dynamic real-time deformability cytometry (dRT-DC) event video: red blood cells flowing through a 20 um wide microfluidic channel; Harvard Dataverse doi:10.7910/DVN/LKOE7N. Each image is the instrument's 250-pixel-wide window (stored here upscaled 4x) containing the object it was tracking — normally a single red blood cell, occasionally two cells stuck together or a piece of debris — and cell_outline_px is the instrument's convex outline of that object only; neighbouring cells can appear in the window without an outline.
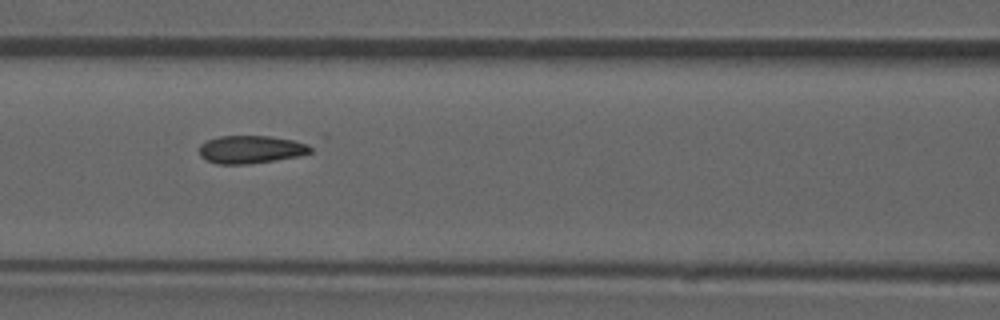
{"species": "common noctule bat (a hibernating species)", "species_latin": "Nyctalus noctula", "temperature_condition": "room temperature", "stored_images_in_passage": 53, "camera_frame_rate_fps": 3000, "um_per_image_px": 0.085, "animal": {"sex": "male", "forearm_length_mm": 52.5}, "frame": {"image": 1, "passage_image": 23, "time_ms": 7.333, "image_size_px": [1000, 320], "cell_outline_px": [[312, 152], [296, 156], [248, 164], [216, 164], [200, 156], [200, 144], [208, 140], [220, 136], [268, 136], [292, 140], [308, 144], [312, 148]], "centroid_in_image_um": [21.3, 12.7], "position_along_channel_um": 145.3, "area_um2": 17.8}}
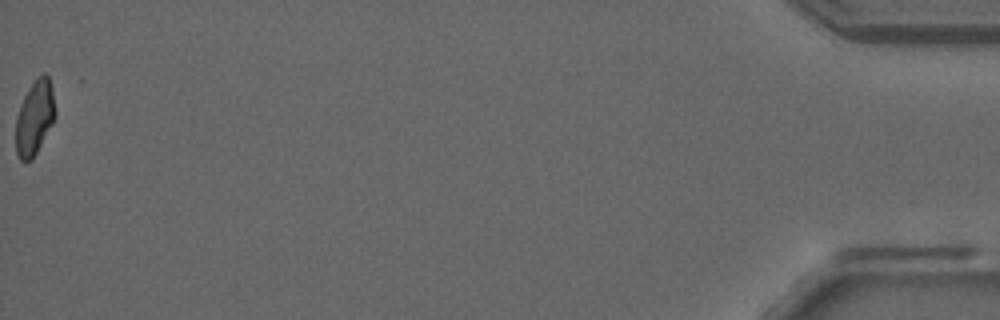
{"frame": {"image": 2, "passage_image": 53, "time_ms": 17.333, "image_size_px": [1000, 320], "cell_outline_px": [[56, 116], [52, 124], [32, 160], [20, 160], [16, 152], [16, 116], [20, 104], [28, 88], [44, 72], [48, 76], [52, 88], [56, 112]], "centroid_in_image_um": [2.95, 10.0], "position_along_channel_um": 432.3, "area_um2": 16.99}, "authors_computed_cell_mechanics": {"area_um2": 18.4382, "velocity_mm_per_s": 3.9044, "shape_relaxation_time_tau1_ms": null, "shape_relaxation_time_tau2_ms": 1.0586, "deformation_change_tau1": null, "deformation_change_tau2": 0.0822}}